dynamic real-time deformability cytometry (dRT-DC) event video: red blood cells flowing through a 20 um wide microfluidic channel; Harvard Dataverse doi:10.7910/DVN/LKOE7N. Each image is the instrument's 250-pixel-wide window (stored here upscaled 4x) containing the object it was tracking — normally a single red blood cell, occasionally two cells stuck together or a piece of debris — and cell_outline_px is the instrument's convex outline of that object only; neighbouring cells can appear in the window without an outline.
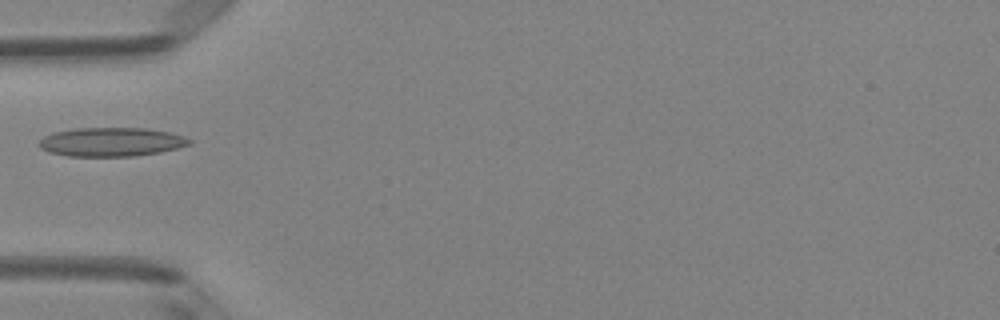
{"species": "Egyptian fruit bat (a non-hibernating species)", "species_latin": "Rousettus aegyptiacus", "temperature_condition": "room temperature", "stored_images_in_passage": 4, "camera_frame_rate_fps": 3000, "um_per_image_px": 0.085, "animal": {"sex": "female"}, "frame": {"image": 1, "passage_image": 4, "time_ms": 1.0, "image_size_px": [1000, 320], "cell_outline_px": [[192, 144], [160, 152], [136, 156], [68, 156], [48, 152], [40, 148], [36, 144], [44, 136], [52, 132], [76, 128], [144, 128], [168, 132], [184, 136], [192, 140]], "centroid_in_image_um": [9.43, 12.06], "position_along_channel_um": 75.6, "area_um2": 25.43}}